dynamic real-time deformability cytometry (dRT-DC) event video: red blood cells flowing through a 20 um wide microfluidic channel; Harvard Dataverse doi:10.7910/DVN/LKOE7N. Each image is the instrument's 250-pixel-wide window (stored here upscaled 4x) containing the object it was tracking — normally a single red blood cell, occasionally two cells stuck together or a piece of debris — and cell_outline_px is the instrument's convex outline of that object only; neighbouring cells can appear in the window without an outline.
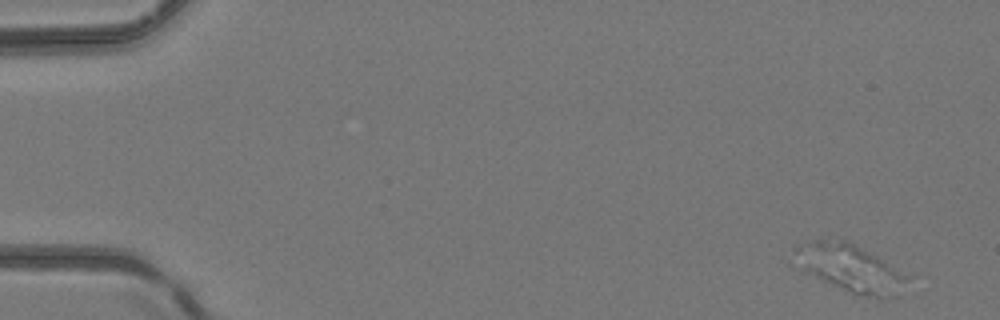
{"species": "common noctule bat (a hibernating species)", "species_latin": "Nyctalus noctula", "temperature_condition": "room temperature", "stored_images_in_passage": 6, "camera_frame_rate_fps": 3000, "um_per_image_px": 0.085, "animal": {"sex": "female", "body_mass_g": 24.6, "forearm_length_mm": 56.2}, "frame": {"image": 1, "passage_image": 1, "time_ms": 0.0, "image_size_px": [1000, 320], "cell_outline_px": [[916, 276], [900, 296], [872, 296], [852, 292], [800, 272], [788, 264], [792, 248], [812, 240], [848, 240]], "centroid_in_image_um": [72.25, 22.77], "position_along_channel_um": 12.7, "area_um2": 32.77}}
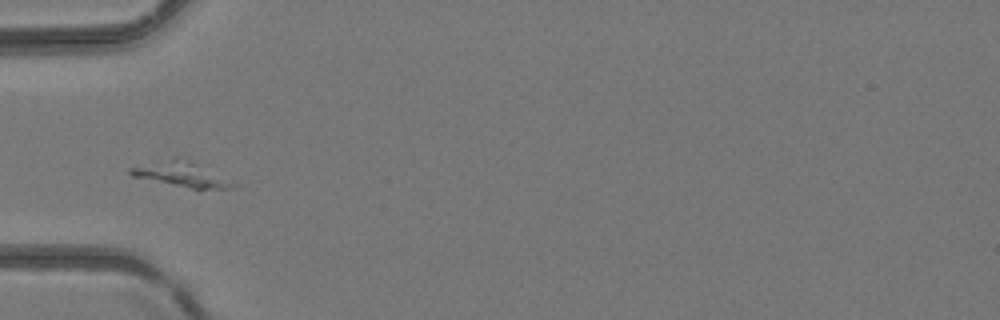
{"frame": {"image": 2, "passage_image": 5, "time_ms": 4.667, "image_size_px": [1000, 320], "cell_outline_px": [[240, 184], [232, 188], [200, 192], [132, 176], [128, 172], [128, 168], [172, 156], [176, 156], [196, 164]], "centroid_in_image_um": [15.45, 14.87], "position_along_channel_um": 69.5, "area_um2": 15.66}}
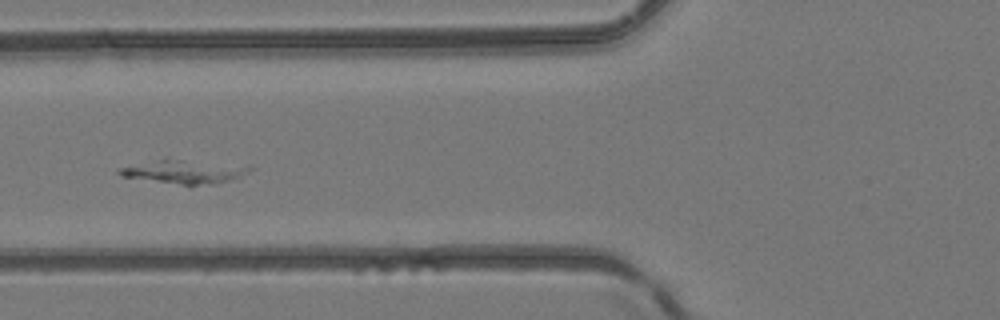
{"frame": {"image": 3, "passage_image": 6, "time_ms": 5.667, "image_size_px": [1000, 320], "cell_outline_px": [[256, 168], [248, 172], [228, 180], [212, 184], [184, 184], [120, 176], [116, 172], [120, 168], [168, 156], [248, 164]], "centroid_in_image_um": [15.76, 14.5], "position_along_channel_um": 110.0, "area_um2": 18.61}}